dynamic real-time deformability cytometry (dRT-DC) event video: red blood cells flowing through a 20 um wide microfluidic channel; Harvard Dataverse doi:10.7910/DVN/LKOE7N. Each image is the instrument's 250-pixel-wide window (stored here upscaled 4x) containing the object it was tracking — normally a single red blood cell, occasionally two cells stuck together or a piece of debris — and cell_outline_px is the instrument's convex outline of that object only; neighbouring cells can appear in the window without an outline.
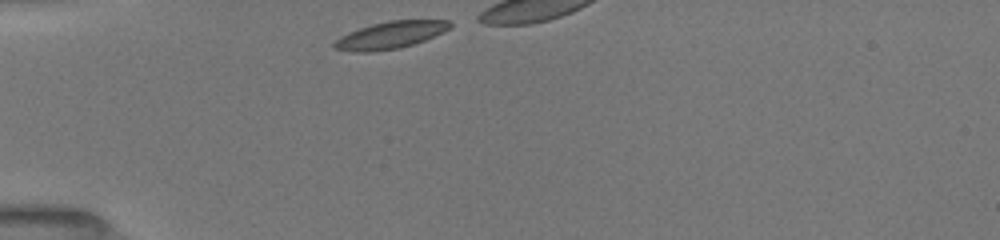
{"species": "common noctule bat (a hibernating species)", "species_latin": "Nyctalus noctula", "temperature_condition": "room temperature", "stored_images_in_passage": 4, "camera_frame_rate_fps": 3000, "um_per_image_px": 0.085, "animal": {"sex": "female", "body_mass_g": 19.5, "forearm_length_mm": 54.1}, "frame": {"image": 1, "passage_image": 1, "time_ms": 0.0, "image_size_px": [1000, 240], "cell_outline_px": [[452, 28], [444, 32], [424, 40], [412, 44], [396, 48], [368, 52], [356, 52], [332, 48], [332, 44], [340, 36], [348, 32], [372, 24], [388, 20], [452, 20]], "centroid_in_image_um": [33.19, 2.97], "position_along_channel_um": 51.8, "area_um2": 18.26}}
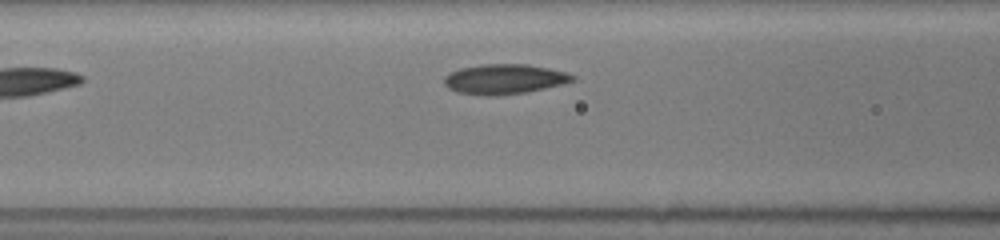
{"frame": {"image": 2, "passage_image": 4, "time_ms": 3.333, "image_size_px": [1000, 240], "cell_outline_px": [[576, 80], [564, 84], [528, 92], [496, 96], [480, 96], [456, 92], [448, 88], [444, 84], [444, 76], [448, 72], [460, 68], [484, 64], [528, 64], [568, 72], [576, 76]], "centroid_in_image_um": [42.87, 6.73], "position_along_channel_um": 123.7, "area_um2": 22.89}}